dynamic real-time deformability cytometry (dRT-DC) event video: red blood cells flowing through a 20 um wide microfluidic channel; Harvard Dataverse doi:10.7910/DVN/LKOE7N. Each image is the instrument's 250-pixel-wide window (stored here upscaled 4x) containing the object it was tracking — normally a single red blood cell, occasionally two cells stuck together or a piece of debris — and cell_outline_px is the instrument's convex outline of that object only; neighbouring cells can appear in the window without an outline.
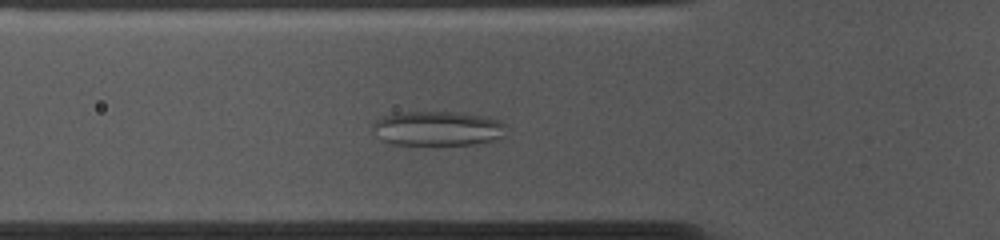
{"species": "common noctule bat (a hibernating species)", "species_latin": "Nyctalus noctula", "temperature_condition": "cold", "stored_images_in_passage": 52, "camera_frame_rate_fps": 3000, "um_per_image_px": 0.085, "animal": {"sex": "female", "body_mass_g": 10.0, "forearm_length_mm": 53.1}, "frame": {"image": 1, "passage_image": 16, "time_ms": 5.0, "image_size_px": [1000, 240], "cell_outline_px": [[504, 136], [492, 140], [472, 144], [392, 144], [376, 136], [372, 128], [372, 124], [376, 120], [384, 116], [396, 112], [456, 112], [484, 116], [500, 120], [504, 124]], "centroid_in_image_um": [37.16, 10.9], "position_along_channel_um": 88.6, "area_um2": 26.7}}